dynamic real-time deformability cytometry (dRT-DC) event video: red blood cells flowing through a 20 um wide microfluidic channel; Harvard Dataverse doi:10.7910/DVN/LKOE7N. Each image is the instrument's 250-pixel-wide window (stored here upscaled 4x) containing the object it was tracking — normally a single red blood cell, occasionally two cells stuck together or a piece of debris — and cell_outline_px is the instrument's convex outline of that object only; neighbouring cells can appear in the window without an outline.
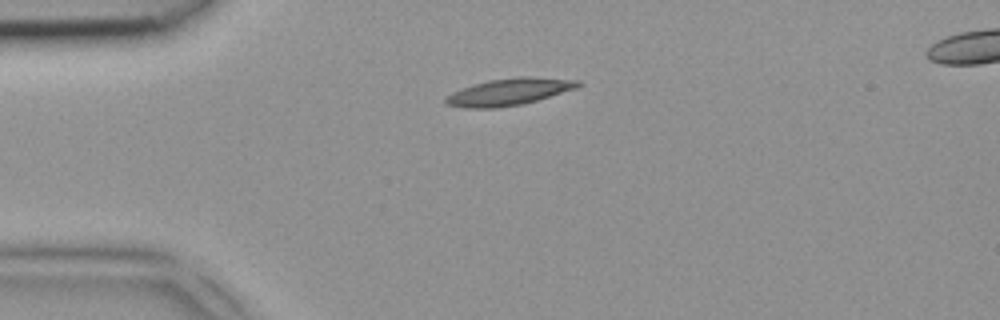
{"species": "common noctule bat (a hibernating species)", "species_latin": "Nyctalus noctula", "temperature_condition": "room temperature", "stored_images_in_passage": 3, "camera_frame_rate_fps": 3000, "um_per_image_px": 0.085, "animal": {"sex": "female", "body_mass_g": 18.4}, "frame": {"image": 1, "passage_image": 1, "time_ms": 0.0, "image_size_px": [1000, 320], "cell_outline_px": [[580, 84], [576, 88], [524, 104], [496, 108], [464, 108], [444, 104], [444, 100], [452, 92], [488, 80], [528, 76], [580, 80]], "centroid_in_image_um": [43.26, 7.82], "position_along_channel_um": 41.7, "area_um2": 20.52}}